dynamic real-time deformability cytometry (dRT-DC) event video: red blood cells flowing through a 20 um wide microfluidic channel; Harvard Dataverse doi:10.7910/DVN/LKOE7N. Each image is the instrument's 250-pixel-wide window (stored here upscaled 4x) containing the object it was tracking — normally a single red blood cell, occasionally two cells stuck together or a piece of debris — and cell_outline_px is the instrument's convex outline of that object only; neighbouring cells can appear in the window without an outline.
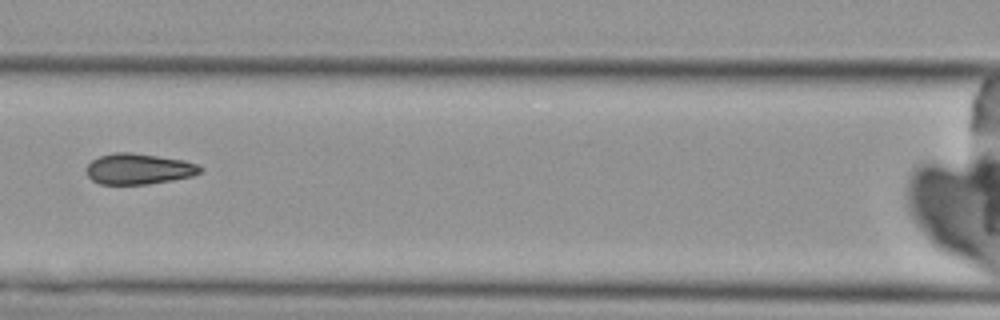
{"species": "Egyptian fruit bat (a non-hibernating species)", "species_latin": "Rousettus aegyptiacus", "temperature_condition": "cold", "stored_images_in_passage": 8, "camera_frame_rate_fps": 3000, "um_per_image_px": 0.085, "animal": {"sex": "female"}, "frame": {"image": 1, "passage_image": 7, "time_ms": 8.0, "image_size_px": [1000, 320], "cell_outline_px": [[204, 168], [200, 172], [192, 176], [172, 180], [148, 184], [100, 184], [92, 180], [88, 176], [84, 168], [92, 160], [100, 156], [116, 152], [132, 152], [184, 160], [196, 164]], "centroid_in_image_um": [11.77, 14.35], "position_along_channel_um": 154.8, "area_um2": 20.46}}